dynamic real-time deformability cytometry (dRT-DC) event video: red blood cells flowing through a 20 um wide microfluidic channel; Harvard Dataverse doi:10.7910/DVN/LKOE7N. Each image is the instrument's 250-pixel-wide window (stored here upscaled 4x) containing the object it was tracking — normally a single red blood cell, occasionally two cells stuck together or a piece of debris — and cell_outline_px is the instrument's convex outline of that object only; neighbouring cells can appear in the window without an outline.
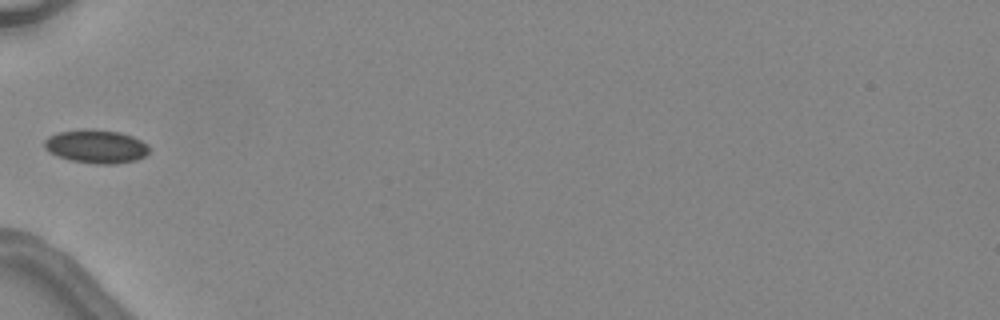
{"species": "common noctule bat (a hibernating species)", "species_latin": "Nyctalus noctula", "temperature_condition": "warm", "stored_images_in_passage": 6, "camera_frame_rate_fps": 3000, "um_per_image_px": 0.085, "animal": {"sex": "female", "body_mass_g": 24.6, "forearm_length_mm": 56.2}, "frame": {"image": 1, "passage_image": 6, "time_ms": 6.667, "image_size_px": [1000, 320], "cell_outline_px": [[148, 152], [144, 156], [136, 160], [116, 164], [96, 164], [68, 160], [44, 148], [44, 140], [48, 136], [60, 132], [84, 128], [88, 128], [120, 132], [132, 136], [148, 144]], "centroid_in_image_um": [8.17, 12.44], "position_along_channel_um": 76.8, "area_um2": 20.46}}